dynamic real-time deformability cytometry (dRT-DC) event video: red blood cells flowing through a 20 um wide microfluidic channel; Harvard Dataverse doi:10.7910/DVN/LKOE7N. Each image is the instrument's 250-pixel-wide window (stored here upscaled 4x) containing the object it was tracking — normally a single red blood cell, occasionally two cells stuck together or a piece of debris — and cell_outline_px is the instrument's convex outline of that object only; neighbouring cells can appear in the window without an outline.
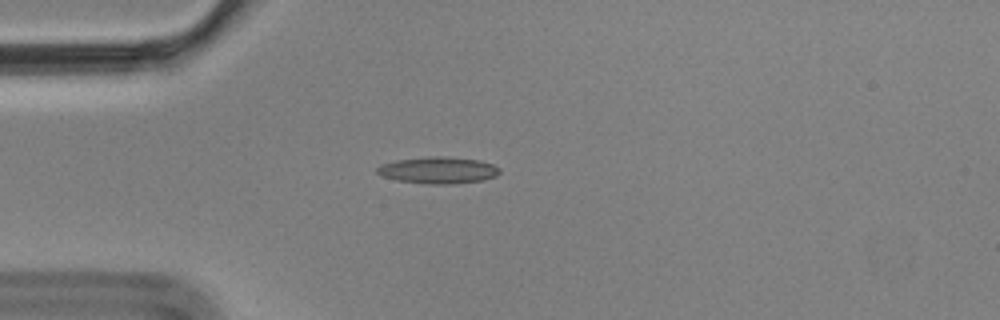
{"species": "Egyptian fruit bat (a non-hibernating species)", "species_latin": "Rousettus aegyptiacus", "temperature_condition": "cold", "stored_images_in_passage": 8, "camera_frame_rate_fps": 3000, "um_per_image_px": 0.085, "animal": {"sex": "male"}, "frame": {"image": 1, "passage_image": 4, "time_ms": 1.0, "image_size_px": [1000, 320], "cell_outline_px": [[500, 172], [496, 176], [480, 180], [452, 184], [424, 184], [396, 180], [380, 176], [376, 172], [376, 168], [380, 164], [396, 160], [436, 156], [444, 156], [480, 160], [492, 164], [500, 168]], "centroid_in_image_um": [37.21, 14.47], "position_along_channel_um": 47.8, "area_um2": 19.13}}
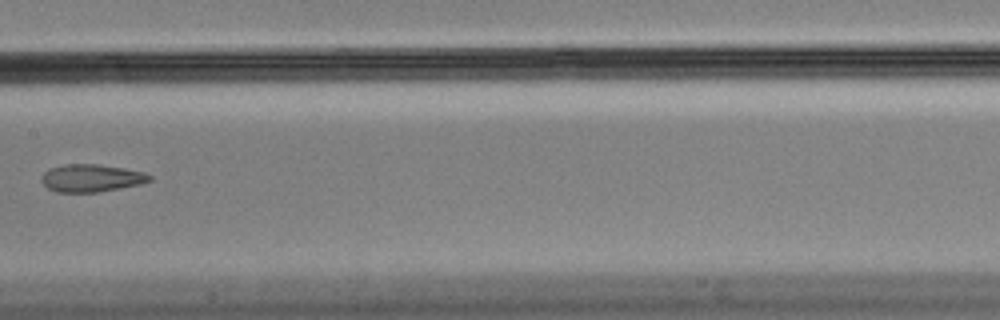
{"frame": {"image": 2, "passage_image": 8, "time_ms": 2.333, "image_size_px": [1000, 320], "cell_outline_px": [[152, 180], [140, 184], [100, 192], [56, 192], [48, 188], [40, 180], [44, 172], [48, 168], [64, 164], [96, 164], [124, 168], [144, 172], [152, 176]], "centroid_in_image_um": [7.75, 15.13], "position_along_channel_um": 199.6, "area_um2": 17.46}}